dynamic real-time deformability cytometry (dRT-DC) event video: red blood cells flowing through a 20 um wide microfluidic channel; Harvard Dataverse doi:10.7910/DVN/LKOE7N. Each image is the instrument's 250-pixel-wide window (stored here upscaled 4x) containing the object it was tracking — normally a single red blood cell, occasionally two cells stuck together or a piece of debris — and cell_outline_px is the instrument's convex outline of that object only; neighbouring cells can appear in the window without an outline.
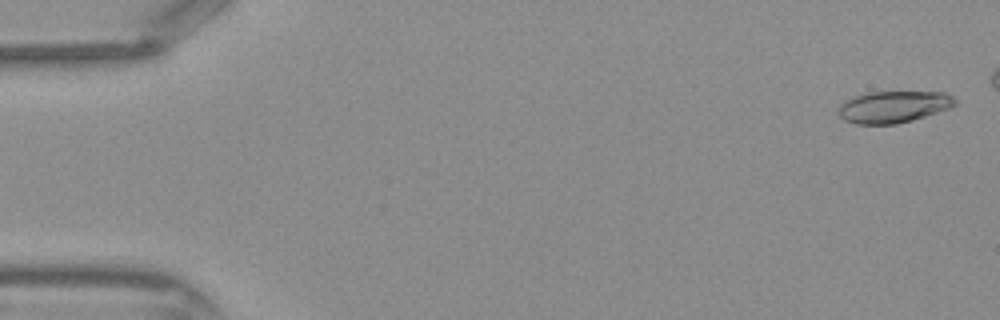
{"species": "Egyptian fruit bat (a non-hibernating species)", "species_latin": "Rousettus aegyptiacus", "temperature_condition": "warm", "stored_images_in_passage": 38, "camera_frame_rate_fps": 3000, "um_per_image_px": 0.085, "frame": {"image": 1, "passage_image": 1, "time_ms": 0.0, "image_size_px": [1000, 320], "cell_outline_px": [[956, 104], [948, 108], [912, 120], [896, 124], [856, 124], [844, 120], [840, 116], [840, 104], [844, 100], [852, 96], [868, 92], [944, 92], [952, 96], [956, 100]], "centroid_in_image_um": [75.91, 9.07], "position_along_channel_um": 9.1, "area_um2": 21.44}}
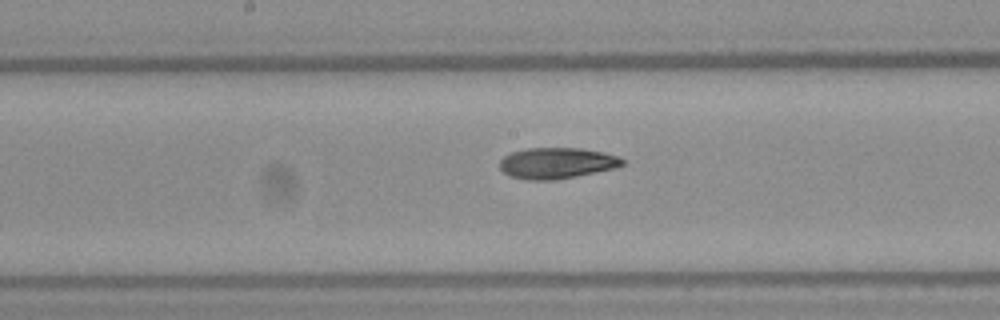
{"frame": {"image": 2, "passage_image": 22, "time_ms": 7.0, "image_size_px": [1000, 320], "cell_outline_px": [[624, 164], [616, 168], [576, 176], [552, 180], [528, 180], [512, 176], [504, 172], [500, 168], [500, 160], [504, 156], [512, 152], [528, 148], [580, 148], [604, 152], [616, 156], [624, 160]], "centroid_in_image_um": [47.33, 13.86], "position_along_channel_um": 200.9, "area_um2": 22.02}}
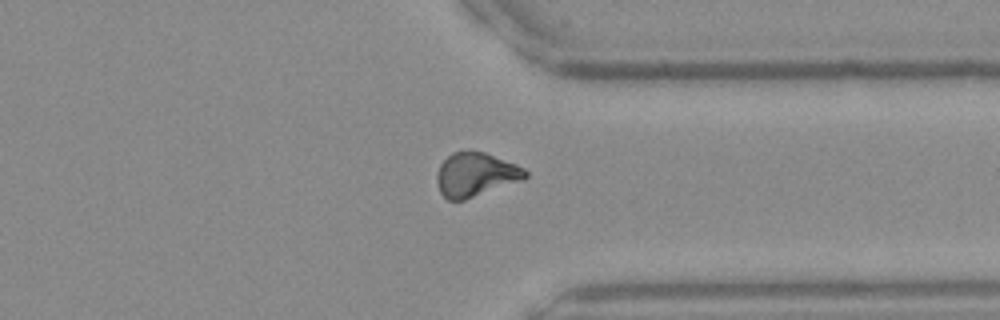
{"frame": {"image": 3, "passage_image": 33, "time_ms": 10.667, "image_size_px": [1000, 320], "cell_outline_px": [[528, 176], [524, 180], [464, 200], [448, 200], [440, 192], [436, 180], [436, 176], [440, 164], [452, 152], [472, 148], [484, 152], [516, 164], [524, 168], [528, 172]], "centroid_in_image_um": [40.43, 14.81], "position_along_channel_um": 371.0, "area_um2": 23.0}}